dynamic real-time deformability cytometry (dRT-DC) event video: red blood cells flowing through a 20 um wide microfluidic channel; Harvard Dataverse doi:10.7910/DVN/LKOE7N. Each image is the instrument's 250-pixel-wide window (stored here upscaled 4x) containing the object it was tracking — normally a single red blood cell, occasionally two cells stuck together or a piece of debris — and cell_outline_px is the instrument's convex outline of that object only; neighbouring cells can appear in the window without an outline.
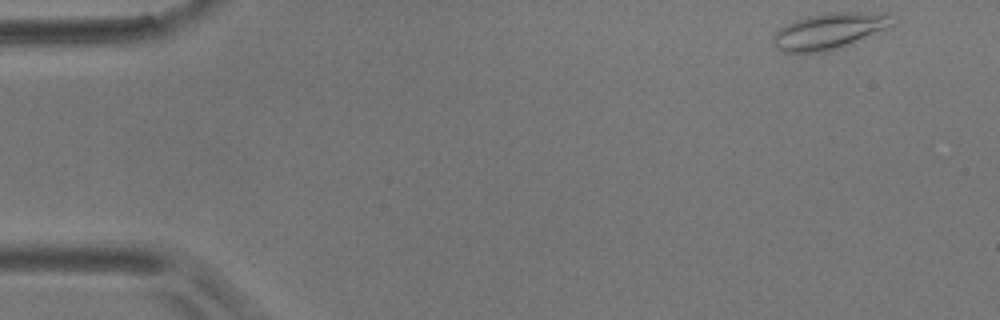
{"species": "common noctule bat (a hibernating species)", "species_latin": "Nyctalus noctula", "temperature_condition": "room temperature", "stored_images_in_passage": 9, "camera_frame_rate_fps": 3000, "um_per_image_px": 0.085, "animal": {"sex": "male", "body_mass_g": 17.9}, "frame": {"image": 1, "passage_image": 1, "time_ms": 0.0, "image_size_px": [1000, 320], "cell_outline_px": [[892, 28], [836, 48], [824, 52], [784, 52], [776, 48], [772, 40], [772, 36], [780, 28], [796, 20], [808, 16], [828, 12], [860, 12], [892, 16]], "centroid_in_image_um": [70.47, 2.64], "position_along_channel_um": 14.5, "area_um2": 24.68}}